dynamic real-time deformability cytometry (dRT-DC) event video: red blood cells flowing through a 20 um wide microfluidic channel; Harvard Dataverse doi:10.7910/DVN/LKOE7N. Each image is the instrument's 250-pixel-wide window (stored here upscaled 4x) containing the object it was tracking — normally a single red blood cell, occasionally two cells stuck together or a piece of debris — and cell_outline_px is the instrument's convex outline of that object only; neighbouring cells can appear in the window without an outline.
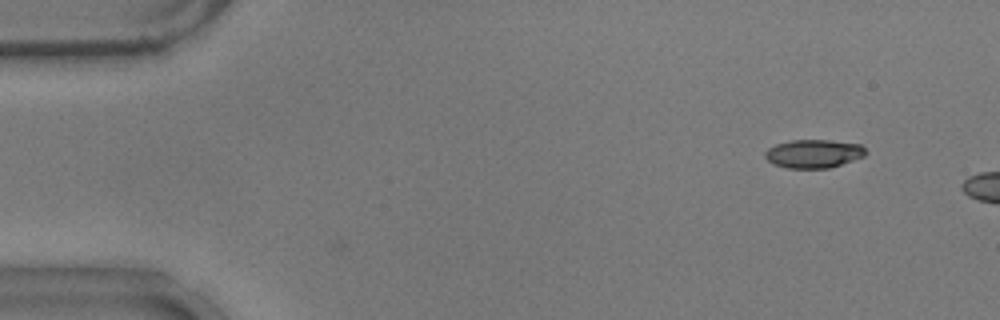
{"species": "common noctule bat (a hibernating species)", "species_latin": "Nyctalus noctula", "temperature_condition": "warm", "stored_images_in_passage": 5, "camera_frame_rate_fps": 3000, "um_per_image_px": 0.085, "animal": {"sex": "male", "body_mass_g": 17.9}, "frame": {"image": 1, "passage_image": 1, "time_ms": 0.0, "image_size_px": [1000, 320], "cell_outline_px": [[868, 152], [864, 156], [828, 168], [788, 168], [772, 164], [764, 156], [764, 152], [768, 148], [776, 144], [792, 140], [828, 140], [860, 144]], "centroid_in_image_um": [69.13, 13.06], "position_along_channel_um": 15.9, "area_um2": 16.59}}